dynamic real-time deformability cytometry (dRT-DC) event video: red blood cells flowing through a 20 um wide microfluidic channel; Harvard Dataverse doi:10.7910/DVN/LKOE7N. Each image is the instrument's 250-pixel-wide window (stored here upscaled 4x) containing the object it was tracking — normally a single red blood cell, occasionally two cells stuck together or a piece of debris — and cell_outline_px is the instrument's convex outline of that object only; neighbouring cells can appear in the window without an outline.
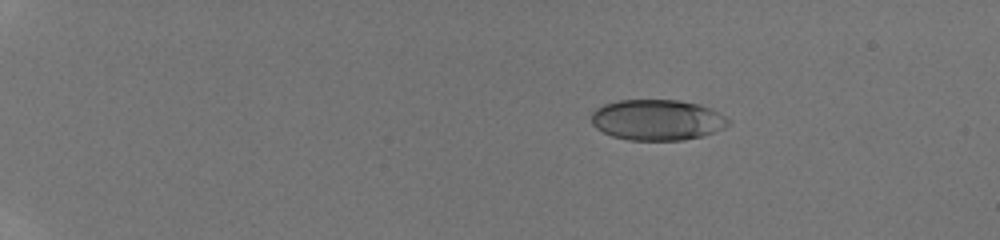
{"species": "human", "species_latin": "Homo sapiens", "temperature_condition": "room temperature", "stored_images_in_passage": 27, "camera_frame_rate_fps": 3000, "um_per_image_px": 0.085, "donor": {"sex": "male"}, "frame": {"image": 1, "passage_image": 1, "time_ms": 0.0, "image_size_px": [1000, 240], "cell_outline_px": [[732, 120], [724, 128], [700, 136], [684, 140], [628, 140], [612, 136], [596, 128], [592, 124], [592, 112], [596, 108], [604, 104], [620, 100], [676, 100], [696, 104], [712, 108]], "centroid_in_image_um": [55.86, 10.19], "position_along_channel_um": 29.1, "area_um2": 32.48}}
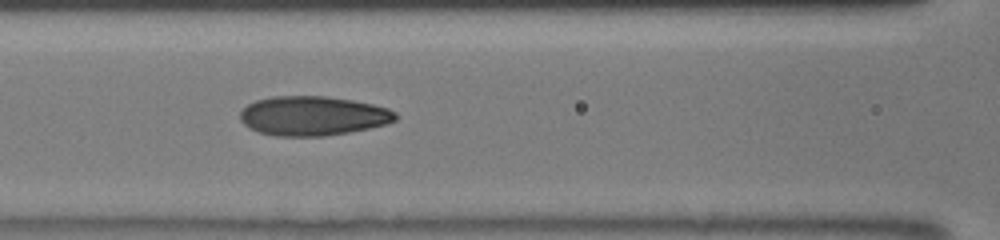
{"frame": {"image": 2, "passage_image": 11, "time_ms": 5.667, "image_size_px": [1000, 240], "cell_outline_px": [[396, 120], [388, 124], [348, 132], [324, 136], [276, 136], [260, 132], [248, 128], [240, 120], [240, 112], [248, 104], [256, 100], [272, 96], [324, 96], [352, 100], [372, 104], [388, 108], [396, 112]], "centroid_in_image_um": [26.58, 9.85], "position_along_channel_um": 140.0, "area_um2": 35.66}}
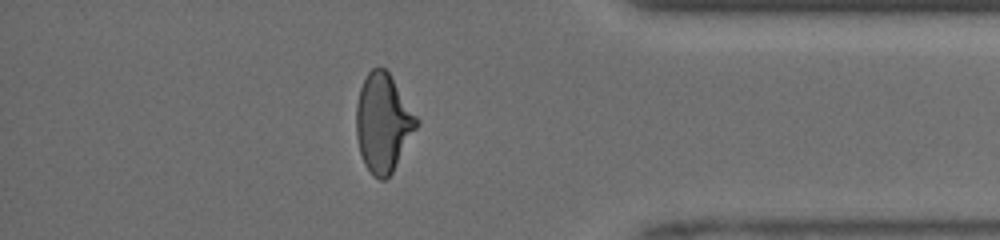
{"frame": {"image": 3, "passage_image": 23, "time_ms": 12.333, "image_size_px": [1000, 240], "cell_outline_px": [[420, 124], [392, 172], [384, 180], [380, 180], [372, 176], [364, 164], [360, 152], [356, 136], [356, 104], [360, 88], [368, 72], [372, 68], [384, 68], [388, 72], [420, 120]], "centroid_in_image_um": [32.57, 10.46], "position_along_channel_um": 402.6, "area_um2": 34.62}, "authors_computed_cell_mechanics": {"area_um2": 34.3332, "velocity_mm_per_s": 4.1674, "shape_relaxation_time_tau1_ms": 5.7348, "shape_relaxation_time_tau2_ms": 0.8292, "deformation_change_tau1": 0.2057, "deformation_change_tau2": 0.0693}}